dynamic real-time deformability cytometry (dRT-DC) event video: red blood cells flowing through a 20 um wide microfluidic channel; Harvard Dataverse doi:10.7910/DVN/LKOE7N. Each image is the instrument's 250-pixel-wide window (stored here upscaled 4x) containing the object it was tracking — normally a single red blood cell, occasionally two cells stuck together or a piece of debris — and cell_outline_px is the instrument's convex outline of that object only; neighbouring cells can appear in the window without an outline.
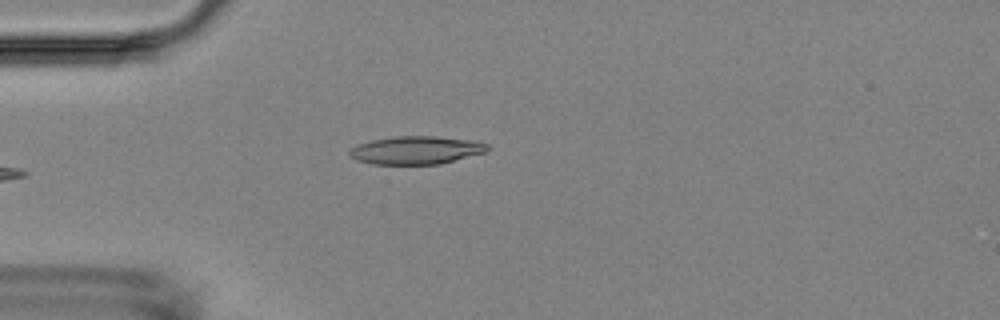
{"species": "Egyptian fruit bat (a non-hibernating species)", "species_latin": "Rousettus aegyptiacus", "temperature_condition": "room temperature", "stored_images_in_passage": 3, "camera_frame_rate_fps": 3000, "um_per_image_px": 0.085, "animal": {"sex": "female"}, "frame": {"image": 1, "passage_image": 3, "time_ms": 2.0, "image_size_px": [1000, 320], "cell_outline_px": [[492, 148], [488, 152], [440, 164], [372, 164], [356, 160], [348, 156], [348, 152], [356, 144], [372, 140], [396, 136], [436, 136], [472, 140], [488, 144]], "centroid_in_image_um": [35.4, 12.76], "position_along_channel_um": 49.6, "area_um2": 22.83}}